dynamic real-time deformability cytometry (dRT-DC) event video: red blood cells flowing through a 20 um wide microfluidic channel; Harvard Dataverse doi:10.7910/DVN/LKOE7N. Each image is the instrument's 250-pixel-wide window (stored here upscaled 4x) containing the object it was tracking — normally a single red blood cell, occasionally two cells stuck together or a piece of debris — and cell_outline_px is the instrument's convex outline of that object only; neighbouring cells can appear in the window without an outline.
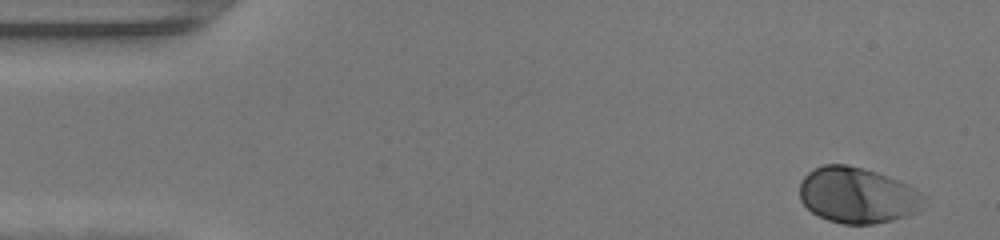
{"species": "human", "species_latin": "Homo sapiens", "temperature_condition": "warm", "stored_images_in_passage": 39, "camera_frame_rate_fps": 3000, "um_per_image_px": 0.085, "donor": {"sex": "female"}, "frame": {"image": 1, "passage_image": 1, "time_ms": 0.0, "image_size_px": [1000, 240], "cell_outline_px": [[928, 196], [924, 208], [908, 216], [892, 220], [872, 224], [844, 224], [828, 220], [812, 212], [800, 200], [800, 180], [808, 172], [824, 164], [844, 164], [876, 172], [888, 176], [908, 184]], "centroid_in_image_um": [72.93, 16.6], "position_along_channel_um": 12.1, "area_um2": 40.75}}
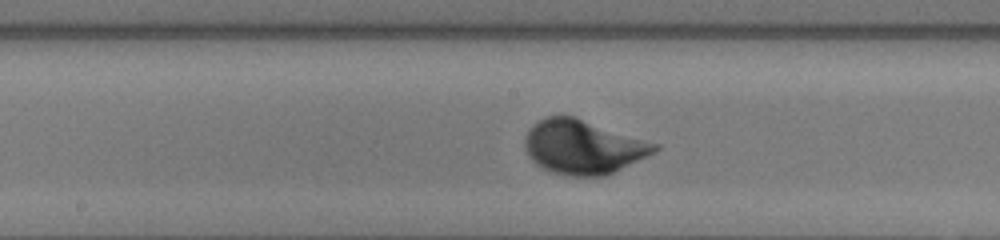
{"frame": {"image": 2, "passage_image": 23, "time_ms": 7.333, "image_size_px": [1000, 240], "cell_outline_px": [[660, 148], [656, 152], [604, 176], [568, 176], [548, 172], [540, 168], [528, 156], [524, 148], [524, 136], [532, 124], [544, 116], [572, 116], [660, 144]], "centroid_in_image_um": [49.52, 12.5], "position_along_channel_um": 198.7, "area_um2": 41.1}}
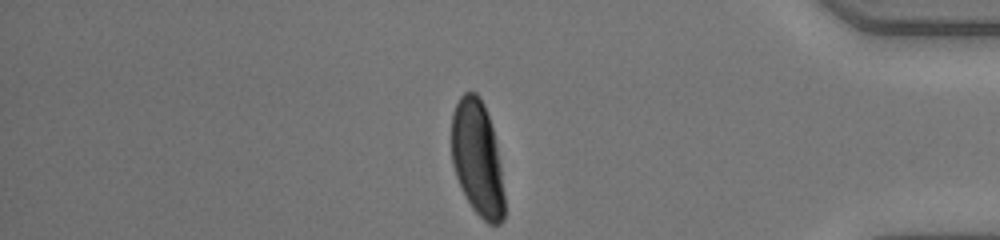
{"frame": {"image": 3, "passage_image": 39, "time_ms": 12.667, "image_size_px": [1000, 240], "cell_outline_px": [[504, 220], [500, 224], [488, 224], [472, 208], [456, 176], [452, 164], [452, 112], [460, 96], [464, 92], [476, 92], [484, 104], [492, 128], [496, 144], [500, 164], [504, 196]], "centroid_in_image_um": [40.57, 13.46], "position_along_channel_um": 394.6, "area_um2": 35.26}}